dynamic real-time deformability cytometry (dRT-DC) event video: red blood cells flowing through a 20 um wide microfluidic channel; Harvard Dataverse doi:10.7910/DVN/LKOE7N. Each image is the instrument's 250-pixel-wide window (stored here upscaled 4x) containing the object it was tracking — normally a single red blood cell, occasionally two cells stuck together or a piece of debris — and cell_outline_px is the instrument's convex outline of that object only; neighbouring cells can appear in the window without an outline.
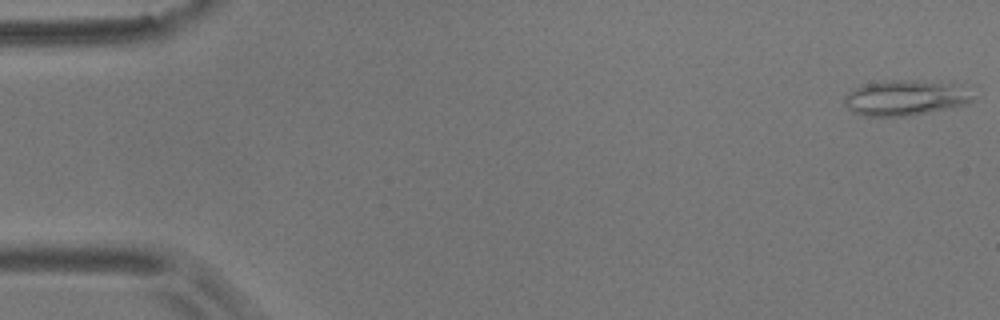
{"species": "common noctule bat (a hibernating species)", "species_latin": "Nyctalus noctula", "temperature_condition": "room temperature", "stored_images_in_passage": 55, "camera_frame_rate_fps": 3000, "um_per_image_px": 0.085, "animal": {"sex": "male", "body_mass_g": 17.9}, "frame": {"image": 1, "passage_image": 1, "time_ms": 0.0, "image_size_px": [1000, 320], "cell_outline_px": [[976, 96], [968, 104], [912, 116], [864, 116], [852, 112], [844, 104], [844, 96], [848, 92], [864, 84], [880, 80], [952, 80]], "centroid_in_image_um": [77.01, 8.29], "position_along_channel_um": 8.0, "area_um2": 27.4}}
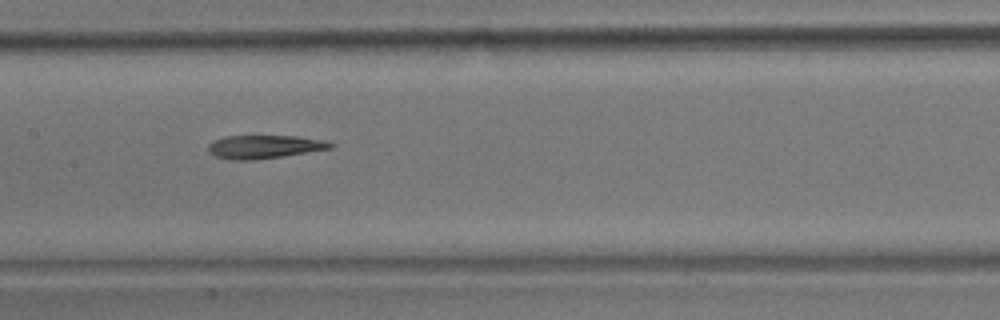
{"frame": {"image": 2, "passage_image": 27, "time_ms": 8.667, "image_size_px": [1000, 320], "cell_outline_px": [[336, 144], [332, 148], [280, 156], [252, 160], [228, 160], [216, 156], [208, 148], [208, 144], [212, 140], [224, 136], [296, 136], [328, 140]], "centroid_in_image_um": [22.48, 12.46], "position_along_channel_um": 184.9, "area_um2": 16.59}}
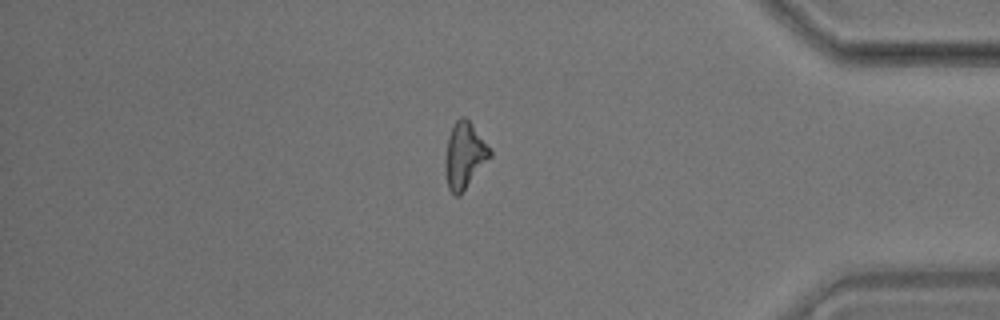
{"frame": {"image": 3, "passage_image": 47, "time_ms": 15.333, "image_size_px": [1000, 320], "cell_outline_px": [[492, 156], [460, 196], [456, 196], [448, 188], [444, 172], [444, 160], [448, 136], [456, 120], [460, 116], [464, 116], [472, 124], [492, 148]], "centroid_in_image_um": [39.49, 13.22], "position_along_channel_um": 395.7, "area_um2": 17.63}, "authors_computed_cell_mechanics": {"area_um2": 17.34, "velocity_mm_per_s": 3.6045, "shape_relaxation_time_tau1_ms": 8.4275, "shape_relaxation_time_tau2_ms": 5.452, "deformation_change_tau1": 0.2185, "deformation_change_tau2": 0.1785}}